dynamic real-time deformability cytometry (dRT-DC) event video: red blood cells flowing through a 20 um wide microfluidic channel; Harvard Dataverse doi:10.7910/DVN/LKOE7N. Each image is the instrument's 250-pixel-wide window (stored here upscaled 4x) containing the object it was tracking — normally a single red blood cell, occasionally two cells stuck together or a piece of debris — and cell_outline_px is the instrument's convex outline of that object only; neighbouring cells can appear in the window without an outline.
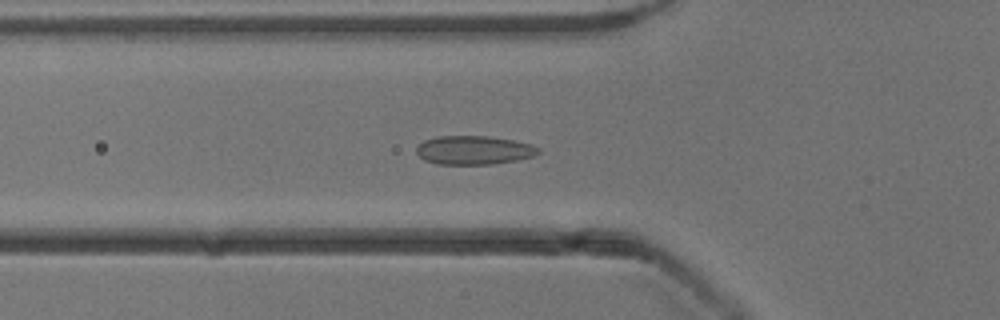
{"species": "common noctule bat (a hibernating species)", "species_latin": "Nyctalus noctula", "temperature_condition": "cold", "stored_images_in_passage": 53, "camera_frame_rate_fps": 3000, "um_per_image_px": 0.085, "animal": {"sex": "male", "body_mass_g": 13.3}, "frame": {"image": 1, "passage_image": 19, "time_ms": 6.0, "image_size_px": [1000, 320], "cell_outline_px": [[540, 152], [532, 156], [516, 160], [492, 164], [436, 164], [424, 160], [416, 152], [416, 148], [424, 140], [436, 136], [488, 136], [516, 140], [532, 144], [540, 148]], "centroid_in_image_um": [40.29, 12.75], "position_along_channel_um": 85.5, "area_um2": 20.52}}
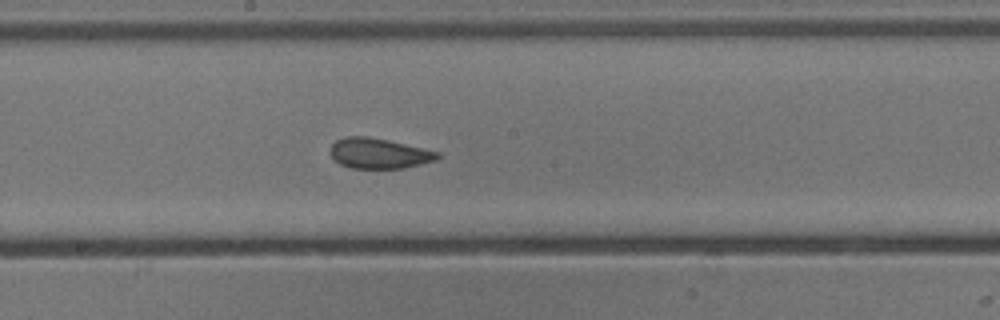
{"frame": {"image": 2, "passage_image": 29, "time_ms": 9.333, "image_size_px": [1000, 320], "cell_outline_px": [[440, 156], [436, 160], [404, 168], [352, 168], [340, 164], [332, 156], [332, 144], [336, 140], [344, 136], [368, 136], [388, 140], [424, 148], [440, 152]], "centroid_in_image_um": [32.23, 13.03], "position_along_channel_um": 216.0, "area_um2": 18.84}}
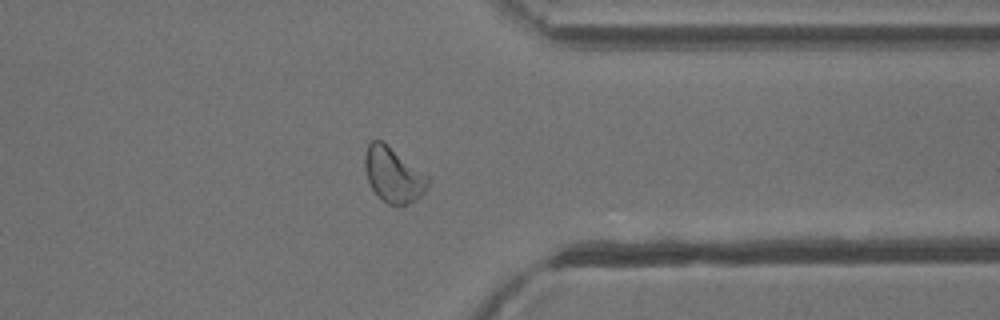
{"frame": {"image": 3, "passage_image": 42, "time_ms": 13.667, "image_size_px": [1000, 320], "cell_outline_px": [[432, 180], [424, 192], [416, 200], [408, 204], [388, 204], [372, 188], [368, 180], [364, 168], [364, 152], [368, 144], [372, 140], [384, 140], [428, 176]], "centroid_in_image_um": [33.44, 14.81], "position_along_channel_um": 378.0, "area_um2": 20.35}, "authors_computed_cell_mechanics": {"area_um2": 20.6924, "velocity_mm_per_s": 3.8972, "shape_relaxation_time_tau1_ms": 5.7308, "shape_relaxation_time_tau2_ms": 1.1477, "deformation_change_tau1": 0.1045, "deformation_change_tau2": 0.0708}}